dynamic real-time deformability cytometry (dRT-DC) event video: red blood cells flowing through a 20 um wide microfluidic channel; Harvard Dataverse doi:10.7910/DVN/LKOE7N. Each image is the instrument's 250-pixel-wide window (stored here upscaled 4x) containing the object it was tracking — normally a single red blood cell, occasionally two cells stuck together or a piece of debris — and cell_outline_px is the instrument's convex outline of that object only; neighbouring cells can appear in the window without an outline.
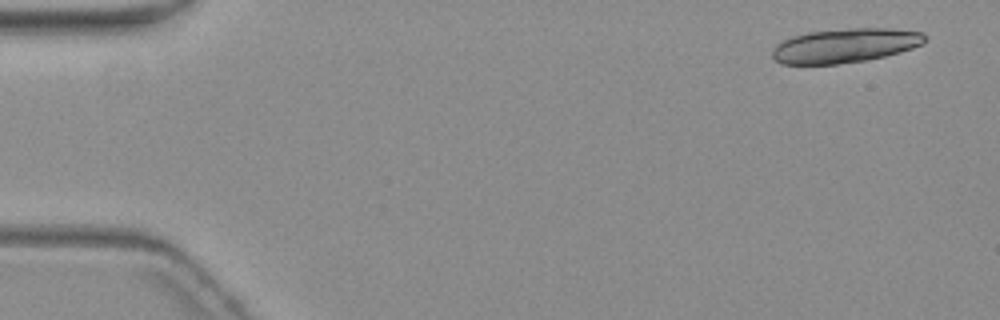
{"species": "common noctule bat (a hibernating species)", "species_latin": "Nyctalus noctula", "temperature_condition": "warm", "stored_images_in_passage": 3, "camera_frame_rate_fps": 3000, "um_per_image_px": 0.085, "animal": {"sex": "female", "body_mass_g": 19.3, "forearm_length_mm": 54.1}, "frame": {"image": 1, "passage_image": 1, "time_ms": 0.0, "image_size_px": [1000, 320], "cell_outline_px": [[928, 40], [912, 48], [900, 52], [884, 56], [864, 60], [836, 64], [780, 64], [772, 56], [772, 48], [776, 44], [792, 36], [808, 32], [852, 28], [888, 28], [924, 32], [928, 36]], "centroid_in_image_um": [71.84, 3.86], "position_along_channel_um": 13.2, "area_um2": 30.46}}